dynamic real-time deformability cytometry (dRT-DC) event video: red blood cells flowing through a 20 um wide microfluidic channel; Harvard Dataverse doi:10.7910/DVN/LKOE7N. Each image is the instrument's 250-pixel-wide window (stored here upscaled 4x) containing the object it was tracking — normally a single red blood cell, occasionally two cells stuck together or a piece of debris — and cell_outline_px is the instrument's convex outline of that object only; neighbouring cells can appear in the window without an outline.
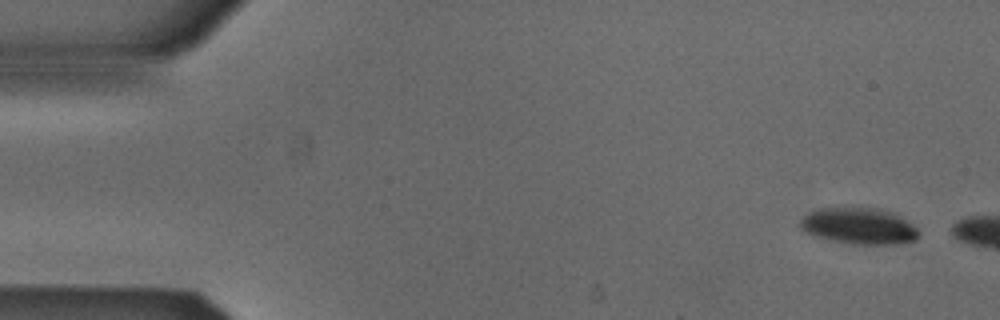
{"species": "Egyptian fruit bat (a non-hibernating species)", "species_latin": "Rousettus aegyptiacus", "temperature_condition": "cold", "stored_images_in_passage": 2, "camera_frame_rate_fps": 3000, "um_per_image_px": 0.085, "animal": {"sex": "male"}, "frame": {"image": 1, "passage_image": 2, "time_ms": 0.333, "image_size_px": [1000, 320], "cell_outline_px": [[920, 232], [916, 240], [896, 244], [852, 244], [812, 236], [800, 228], [796, 224], [808, 212], [820, 208], [880, 208], [896, 212], [912, 224]], "centroid_in_image_um": [73.01, 19.2], "position_along_channel_um": 12.0, "area_um2": 25.43}}